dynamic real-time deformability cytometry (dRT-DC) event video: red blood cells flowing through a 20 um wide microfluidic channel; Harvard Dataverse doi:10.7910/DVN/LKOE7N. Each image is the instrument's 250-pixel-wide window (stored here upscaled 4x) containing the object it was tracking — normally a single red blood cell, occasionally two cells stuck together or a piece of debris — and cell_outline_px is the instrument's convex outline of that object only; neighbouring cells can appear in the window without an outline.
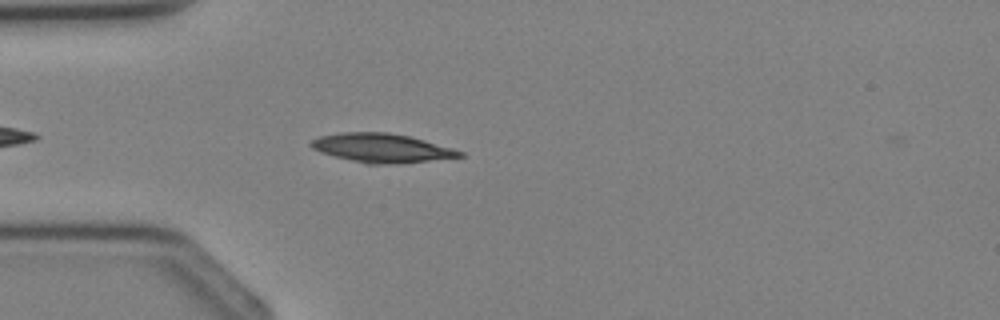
{"species": "Egyptian fruit bat (a non-hibernating species)", "species_latin": "Rousettus aegyptiacus", "temperature_condition": "cold", "stored_images_in_passage": 3, "camera_frame_rate_fps": 3000, "um_per_image_px": 0.085, "animal": {"sex": "female"}, "frame": {"image": 1, "passage_image": 3, "time_ms": 2.333, "image_size_px": [1000, 320], "cell_outline_px": [[464, 156], [392, 164], [364, 164], [320, 152], [312, 148], [308, 144], [312, 140], [320, 136], [344, 132], [388, 132], [412, 136], [452, 148], [464, 152]], "centroid_in_image_um": [32.42, 12.57], "position_along_channel_um": 52.6, "area_um2": 24.97}}